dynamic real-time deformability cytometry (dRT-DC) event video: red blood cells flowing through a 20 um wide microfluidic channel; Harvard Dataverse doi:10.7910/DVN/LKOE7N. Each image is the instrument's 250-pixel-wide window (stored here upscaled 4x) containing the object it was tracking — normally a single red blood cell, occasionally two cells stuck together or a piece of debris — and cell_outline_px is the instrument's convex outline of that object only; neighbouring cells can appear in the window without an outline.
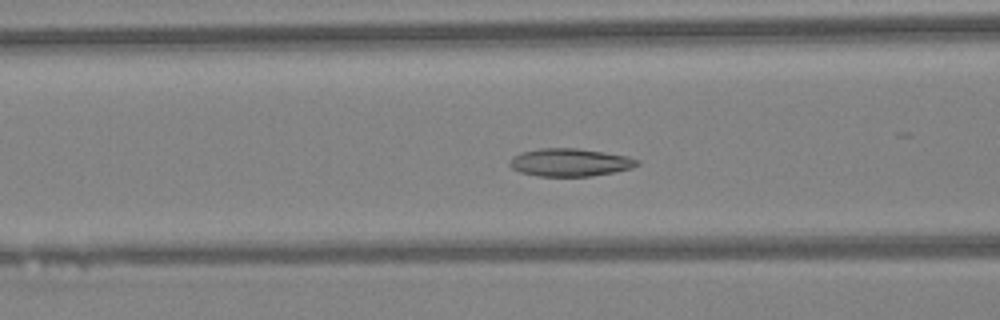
{"species": "Egyptian fruit bat (a non-hibernating species)", "species_latin": "Rousettus aegyptiacus", "temperature_condition": "warm", "stored_images_in_passage": 38, "camera_frame_rate_fps": 3000, "um_per_image_px": 0.085, "animal": {"sex": "female"}, "frame": {"image": 1, "passage_image": 10, "time_ms": 3.0, "image_size_px": [1000, 320], "cell_outline_px": [[640, 164], [632, 168], [616, 172], [588, 176], [540, 176], [520, 172], [512, 168], [508, 164], [508, 160], [520, 152], [540, 148], [576, 148], [604, 152], [628, 156], [640, 160]], "centroid_in_image_um": [48.46, 13.8], "position_along_channel_um": 118.1, "area_um2": 20.81}}
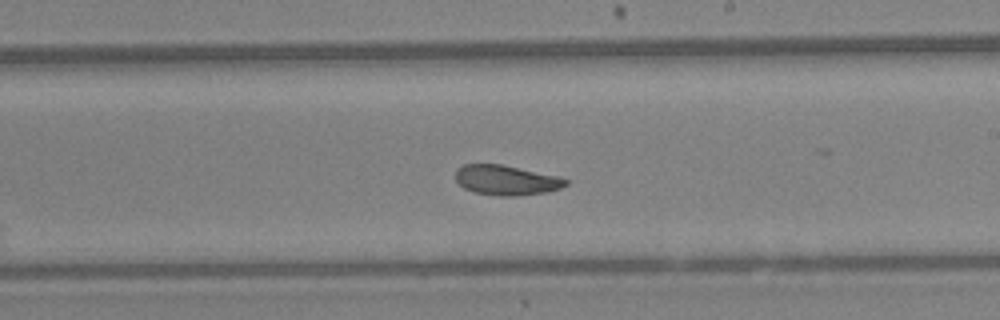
{"frame": {"image": 2, "passage_image": 19, "time_ms": 6.0, "image_size_px": [1000, 320], "cell_outline_px": [[568, 184], [560, 188], [544, 192], [520, 196], [500, 196], [472, 192], [464, 188], [456, 180], [456, 168], [464, 164], [500, 164], [560, 176], [568, 180]], "centroid_in_image_um": [43.03, 15.31], "position_along_channel_um": 246.0, "area_um2": 19.31}}
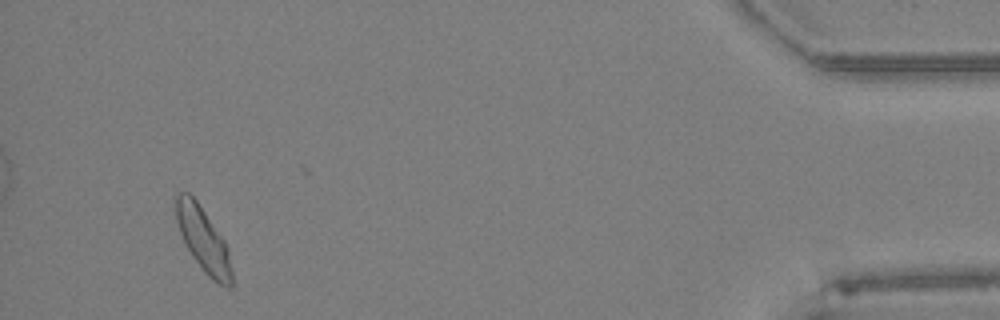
{"frame": {"image": 3, "passage_image": 36, "time_ms": 11.667, "image_size_px": [1000, 320], "cell_outline_px": [[232, 284], [228, 288], [212, 280], [204, 272], [192, 256], [180, 232], [176, 220], [172, 200], [172, 196], [180, 192], [188, 192], [196, 200], [224, 240], [228, 248], [232, 272]], "centroid_in_image_um": [17.24, 20.32], "position_along_channel_um": 418.0, "area_um2": 20.98}, "authors_computed_cell_mechanics": {"area_um2": 20.1144, "velocity_mm_per_s": 4.2973, "shape_relaxation_time_tau1_ms": 4.0373, "shape_relaxation_time_tau2_ms": 4.1554, "deformation_change_tau1": 0.1056, "deformation_change_tau2": 0.1132}}